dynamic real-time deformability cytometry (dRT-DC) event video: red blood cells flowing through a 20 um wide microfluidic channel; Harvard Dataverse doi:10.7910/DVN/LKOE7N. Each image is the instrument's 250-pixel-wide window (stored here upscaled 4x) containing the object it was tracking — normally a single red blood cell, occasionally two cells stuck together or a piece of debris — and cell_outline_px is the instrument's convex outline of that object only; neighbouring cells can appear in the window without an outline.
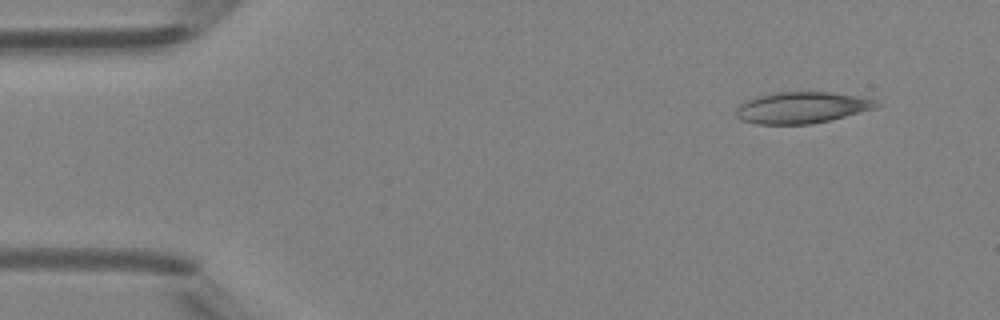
{"species": "Egyptian fruit bat (a non-hibernating species)", "species_latin": "Rousettus aegyptiacus", "temperature_condition": "room temperature", "stored_images_in_passage": 5, "camera_frame_rate_fps": 3000, "um_per_image_px": 0.085, "animal": {"sex": "female"}, "frame": {"image": 1, "passage_image": 1, "time_ms": 0.0, "image_size_px": [1000, 320], "cell_outline_px": [[884, 104], [876, 108], [828, 120], [808, 124], [756, 124], [740, 120], [736, 116], [736, 108], [744, 100], [768, 92], [832, 92], [860, 96], [876, 100]], "centroid_in_image_um": [68.13, 9.13], "position_along_channel_um": 16.9, "area_um2": 25.95}}
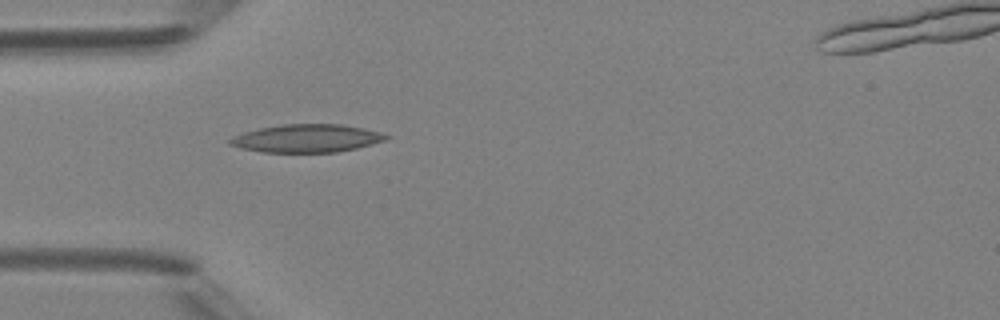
{"frame": {"image": 2, "passage_image": 4, "time_ms": 3.333, "image_size_px": [1000, 320], "cell_outline_px": [[392, 136], [388, 140], [356, 148], [336, 152], [264, 152], [240, 148], [228, 144], [228, 140], [232, 136], [244, 132], [260, 128], [280, 124], [340, 124], [364, 128], [380, 132]], "centroid_in_image_um": [26.09, 11.75], "position_along_channel_um": 58.9, "area_um2": 25.61}}